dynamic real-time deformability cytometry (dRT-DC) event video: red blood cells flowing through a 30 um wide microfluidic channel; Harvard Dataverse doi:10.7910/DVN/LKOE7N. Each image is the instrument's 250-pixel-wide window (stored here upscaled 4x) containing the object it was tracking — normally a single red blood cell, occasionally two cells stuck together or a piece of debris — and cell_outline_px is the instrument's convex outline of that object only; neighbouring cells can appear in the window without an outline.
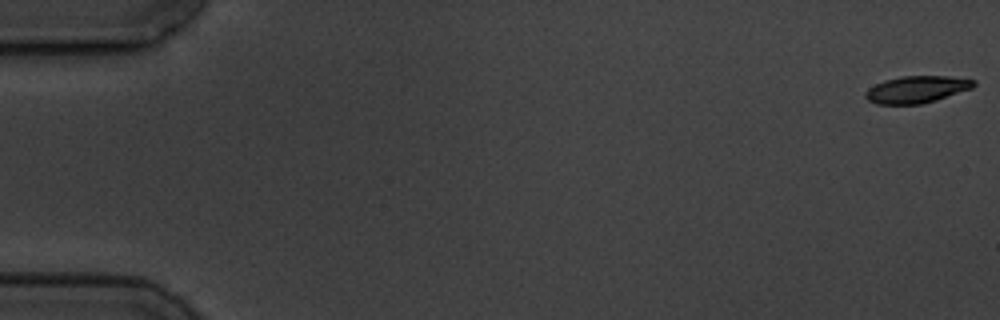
{"species": "common noctule bat (a hibernating species)", "species_latin": "Nyctalus noctula", "temperature_condition": "cold", "stored_images_in_passage": 7, "camera_frame_rate_fps": 3000, "um_per_image_px": 0.085, "animal": {"sex": "male", "body_mass_g": 19.5, "forearm_length_mm": 54.6}, "frame": {"image": 1, "passage_image": 1, "time_ms": 0.0, "image_size_px": [1000, 320], "cell_outline_px": [[976, 84], [972, 88], [936, 100], [920, 104], [876, 104], [868, 100], [864, 96], [864, 92], [868, 88], [884, 80], [904, 76], [948, 76], [976, 80]], "centroid_in_image_um": [77.9, 7.6], "position_along_channel_um": 7.1, "area_um2": 16.99}}
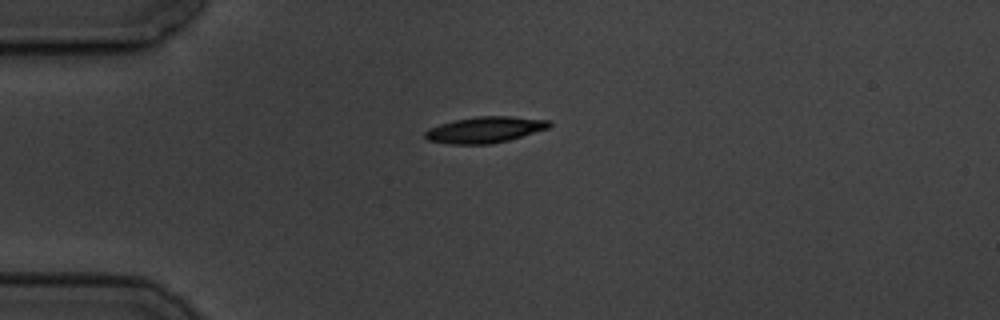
{"frame": {"image": 2, "passage_image": 5, "time_ms": 4.667, "image_size_px": [1000, 320], "cell_outline_px": [[552, 124], [548, 128], [508, 140], [488, 144], [448, 144], [428, 140], [424, 136], [424, 132], [428, 128], [452, 120], [476, 116], [508, 116], [548, 120]], "centroid_in_image_um": [41.16, 11.02], "position_along_channel_um": 43.8, "area_um2": 18.84}}
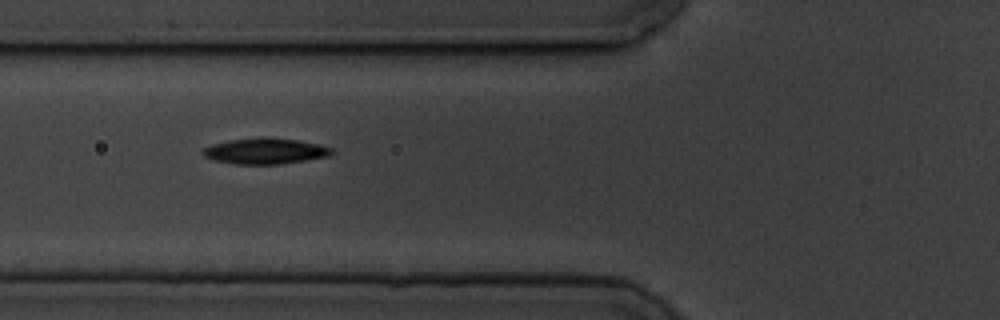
{"frame": {"image": 3, "passage_image": 7, "time_ms": 7.0, "image_size_px": [1000, 320], "cell_outline_px": [[336, 152], [328, 156], [280, 164], [236, 164], [212, 160], [204, 156], [200, 152], [204, 148], [212, 144], [228, 140], [260, 136], [300, 140], [332, 148]], "centroid_in_image_um": [22.5, 12.83], "position_along_channel_um": 103.3, "area_um2": 19.59}}